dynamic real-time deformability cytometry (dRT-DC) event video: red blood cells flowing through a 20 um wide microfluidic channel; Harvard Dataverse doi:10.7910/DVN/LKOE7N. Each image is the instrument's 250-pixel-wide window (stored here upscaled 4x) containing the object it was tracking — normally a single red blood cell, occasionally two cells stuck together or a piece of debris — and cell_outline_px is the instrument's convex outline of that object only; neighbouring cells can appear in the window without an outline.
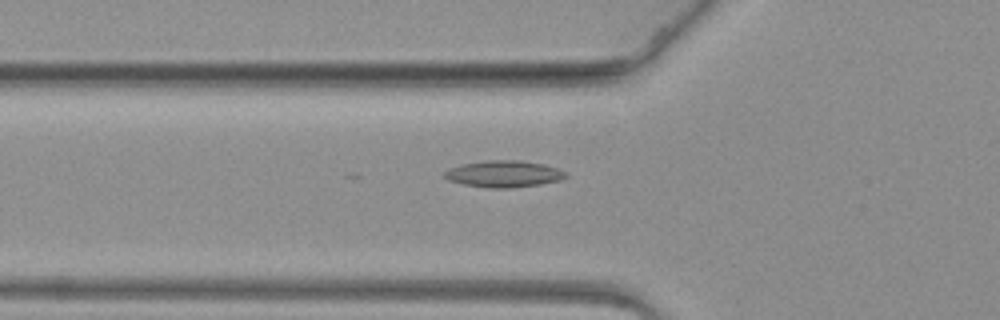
{"species": "common noctule bat (a hibernating species)", "species_latin": "Nyctalus noctula", "temperature_condition": "warm", "stored_images_in_passage": 24, "camera_frame_rate_fps": 3000, "um_per_image_px": 0.085, "animal": {"sex": "female", "body_mass_g": 19.3, "forearm_length_mm": 54.1}, "frame": {"image": 1, "passage_image": 4, "time_ms": 1.0, "image_size_px": [1000, 320], "cell_outline_px": [[568, 176], [560, 180], [540, 184], [512, 188], [488, 188], [464, 184], [448, 180], [444, 176], [444, 172], [448, 168], [464, 164], [488, 160], [520, 160], [544, 164], [556, 168], [564, 172]], "centroid_in_image_um": [42.81, 14.78], "position_along_channel_um": 83.0, "area_um2": 18.73}}
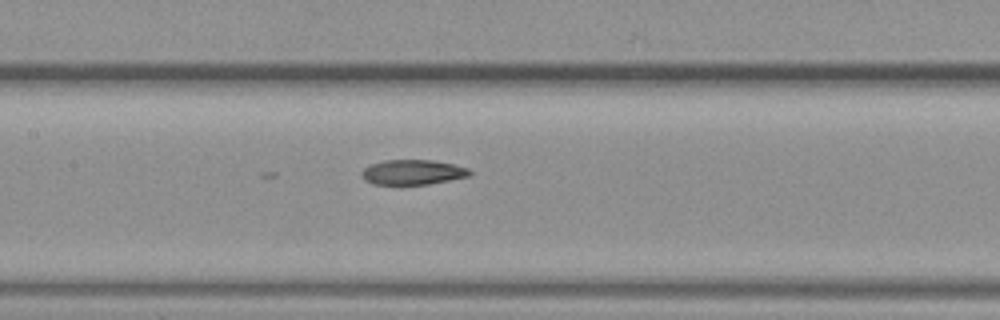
{"frame": {"image": 2, "passage_image": 12, "time_ms": 3.667, "image_size_px": [1000, 320], "cell_outline_px": [[472, 172], [468, 176], [428, 184], [372, 184], [364, 180], [360, 172], [364, 168], [372, 164], [384, 160], [432, 160], [452, 164], [468, 168]], "centroid_in_image_um": [35.04, 14.63], "position_along_channel_um": 172.4, "area_um2": 15.55}}
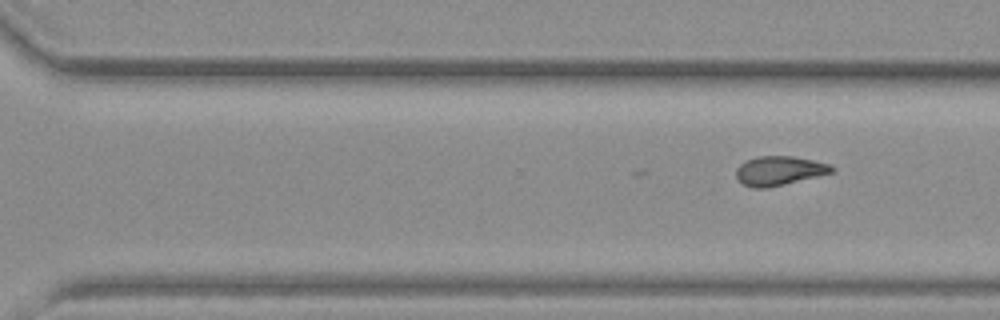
{"frame": {"image": 3, "passage_image": 24, "time_ms": 7.667, "image_size_px": [1000, 320], "cell_outline_px": [[836, 168], [832, 172], [768, 188], [752, 188], [736, 180], [736, 168], [740, 164], [756, 156], [792, 156], [812, 160], [828, 164]], "centroid_in_image_um": [66.18, 14.51], "position_along_channel_um": 304.4, "area_um2": 16.13}}